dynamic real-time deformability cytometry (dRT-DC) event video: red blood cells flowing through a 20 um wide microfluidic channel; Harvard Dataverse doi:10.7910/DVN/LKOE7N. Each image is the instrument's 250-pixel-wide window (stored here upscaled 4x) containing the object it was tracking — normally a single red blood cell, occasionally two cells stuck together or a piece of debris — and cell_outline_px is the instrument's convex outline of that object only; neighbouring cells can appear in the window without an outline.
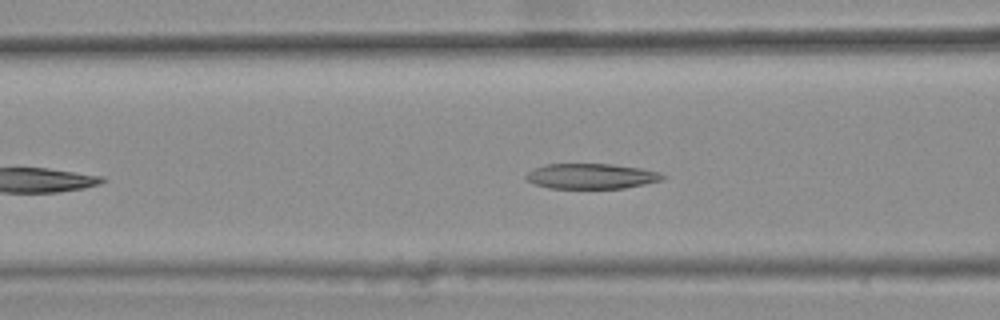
{"species": "common noctule bat (a hibernating species)", "species_latin": "Nyctalus noctula", "temperature_condition": "warm", "stored_images_in_passage": 25, "camera_frame_rate_fps": 3000, "um_per_image_px": 0.085, "animal": {"sex": "female", "body_mass_g": 25.1}, "frame": {"image": 1, "passage_image": 4, "time_ms": 1.0, "image_size_px": [1000, 320], "cell_outline_px": [[664, 176], [660, 180], [644, 184], [624, 188], [548, 188], [524, 180], [524, 176], [528, 172], [544, 164], [612, 164], [640, 168], [660, 172]], "centroid_in_image_um": [50.21, 14.97], "position_along_channel_um": 116.4, "area_um2": 20.0}}
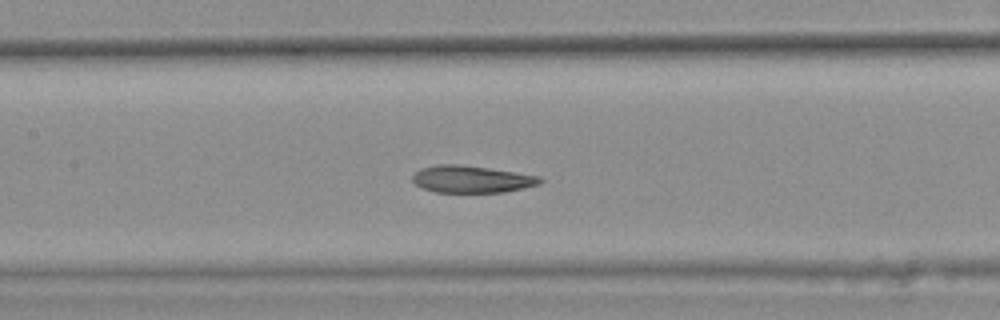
{"frame": {"image": 2, "passage_image": 8, "time_ms": 2.333, "image_size_px": [1000, 320], "cell_outline_px": [[544, 180], [540, 184], [504, 192], [436, 192], [420, 188], [412, 180], [412, 176], [420, 168], [436, 164], [460, 164], [488, 168], [540, 176]], "centroid_in_image_um": [40.06, 15.23], "position_along_channel_um": 167.3, "area_um2": 20.17}}
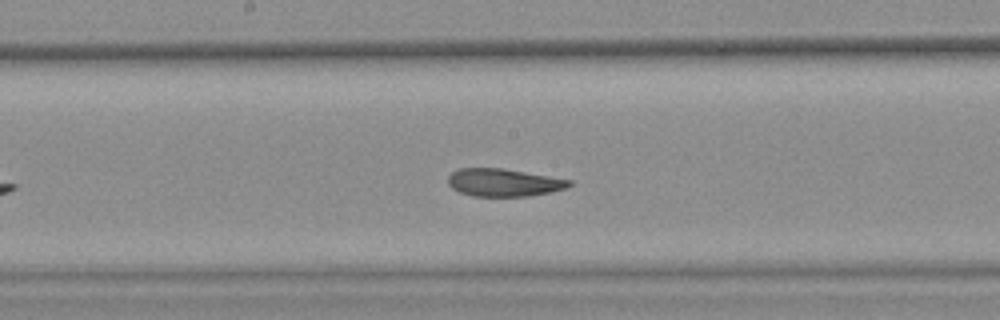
{"frame": {"image": 3, "passage_image": 11, "time_ms": 3.333, "image_size_px": [1000, 320], "cell_outline_px": [[572, 184], [568, 188], [552, 192], [528, 196], [472, 196], [460, 192], [452, 188], [448, 184], [448, 176], [452, 172], [460, 168], [504, 168], [572, 180]], "centroid_in_image_um": [42.84, 15.51], "position_along_channel_um": 205.4, "area_um2": 19.71}}